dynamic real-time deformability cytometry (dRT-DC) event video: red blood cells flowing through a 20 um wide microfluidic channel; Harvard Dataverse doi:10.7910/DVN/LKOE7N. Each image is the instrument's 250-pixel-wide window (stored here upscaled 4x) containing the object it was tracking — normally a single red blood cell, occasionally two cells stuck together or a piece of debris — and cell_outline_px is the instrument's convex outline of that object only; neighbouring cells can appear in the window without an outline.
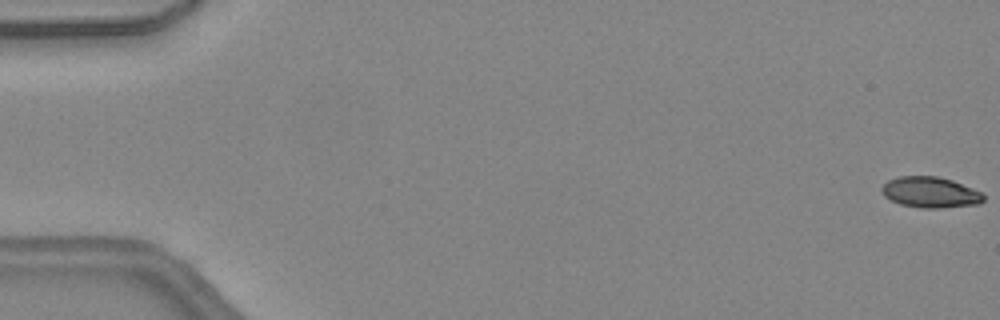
{"species": "common noctule bat (a hibernating species)", "species_latin": "Nyctalus noctula", "temperature_condition": "warm", "stored_images_in_passage": 47, "camera_frame_rate_fps": 3000, "um_per_image_px": 0.085, "animal": {"sex": "female", "body_mass_g": 24.6, "forearm_length_mm": 56.2}, "frame": {"image": 1, "passage_image": 1, "time_ms": 0.0, "image_size_px": [1000, 320], "cell_outline_px": [[984, 200], [980, 204], [940, 208], [920, 208], [900, 204], [884, 196], [880, 188], [888, 180], [900, 176], [936, 176], [952, 180], [972, 188], [980, 192], [984, 196]], "centroid_in_image_um": [79.07, 16.35], "position_along_channel_um": 5.9, "area_um2": 18.26}}
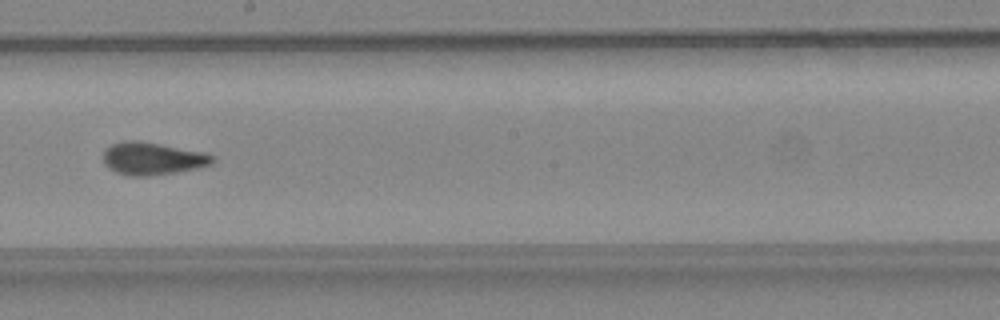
{"frame": {"image": 2, "passage_image": 27, "time_ms": 8.667, "image_size_px": [1000, 320], "cell_outline_px": [[216, 160], [212, 164], [196, 168], [176, 172], [148, 176], [128, 176], [116, 172], [108, 168], [104, 164], [104, 148], [112, 144], [124, 140], [136, 140], [208, 152], [216, 156]], "centroid_in_image_um": [12.99, 13.47], "position_along_channel_um": 235.2, "area_um2": 21.04}}
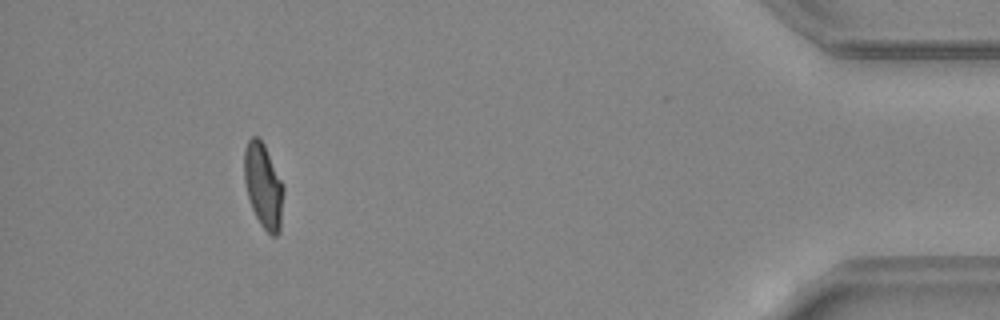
{"frame": {"image": 3, "passage_image": 43, "time_ms": 14.0, "image_size_px": [1000, 320], "cell_outline_px": [[284, 192], [280, 232], [276, 236], [272, 236], [260, 224], [252, 208], [248, 196], [244, 180], [244, 148], [248, 140], [252, 136], [256, 136], [264, 144], [284, 184]], "centroid_in_image_um": [22.4, 15.79], "position_along_channel_um": 412.8, "area_um2": 19.54}}